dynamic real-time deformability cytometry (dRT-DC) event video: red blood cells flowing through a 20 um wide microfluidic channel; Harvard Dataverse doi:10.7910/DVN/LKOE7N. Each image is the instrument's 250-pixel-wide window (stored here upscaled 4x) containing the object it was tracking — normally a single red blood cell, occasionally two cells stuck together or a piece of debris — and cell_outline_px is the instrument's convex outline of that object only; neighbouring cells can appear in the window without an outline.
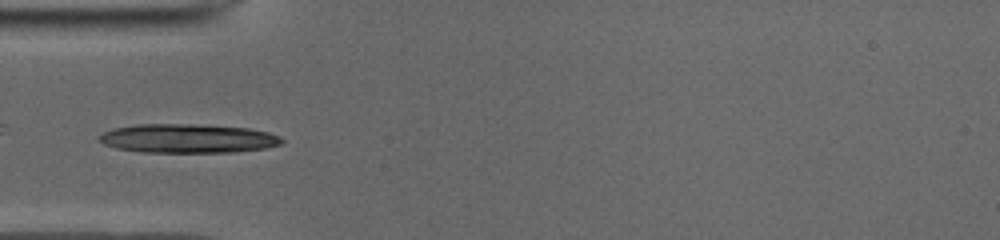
{"species": "common noctule bat (a hibernating species)", "species_latin": "Nyctalus noctula", "temperature_condition": "cold", "stored_images_in_passage": 47, "camera_frame_rate_fps": 3000, "um_per_image_px": 0.085, "animal": {"sex": "male", "body_mass_g": 19.0, "forearm_length_mm": 50.8}, "frame": {"image": 1, "passage_image": 14, "time_ms": 4.333, "image_size_px": [1000, 240], "cell_outline_px": [[284, 140], [280, 144], [264, 148], [232, 152], [144, 152], [116, 148], [104, 144], [96, 136], [104, 132], [116, 128], [136, 124], [192, 124], [248, 128], [268, 132], [280, 136]], "centroid_in_image_um": [15.95, 11.76], "position_along_channel_um": 69.0, "area_um2": 30.63}}
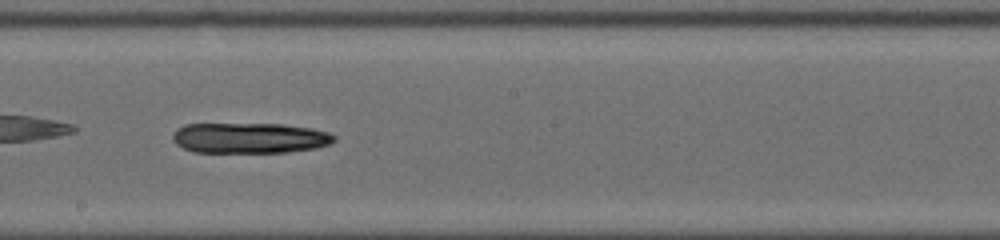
{"frame": {"image": 2, "passage_image": 26, "time_ms": 8.333, "image_size_px": [1000, 240], "cell_outline_px": [[336, 140], [328, 144], [316, 148], [288, 152], [192, 152], [176, 144], [172, 136], [184, 124], [284, 124], [312, 128], [328, 132], [336, 136]], "centroid_in_image_um": [21.26, 11.73], "position_along_channel_um": 226.9, "area_um2": 28.67}}
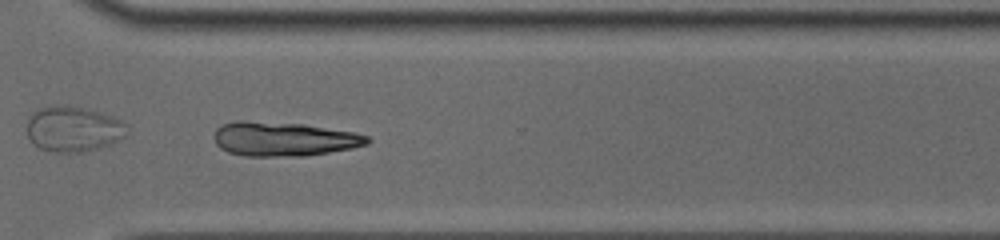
{"frame": {"image": 3, "passage_image": 35, "time_ms": 11.333, "image_size_px": [1000, 240], "cell_outline_px": [[372, 140], [368, 144], [352, 148], [304, 156], [244, 156], [228, 152], [220, 148], [216, 144], [212, 136], [216, 128], [224, 124], [236, 120], [244, 120], [304, 124], [352, 132], [368, 136]], "centroid_in_image_um": [24.08, 11.81], "position_along_channel_um": 346.5, "area_um2": 30.69}}